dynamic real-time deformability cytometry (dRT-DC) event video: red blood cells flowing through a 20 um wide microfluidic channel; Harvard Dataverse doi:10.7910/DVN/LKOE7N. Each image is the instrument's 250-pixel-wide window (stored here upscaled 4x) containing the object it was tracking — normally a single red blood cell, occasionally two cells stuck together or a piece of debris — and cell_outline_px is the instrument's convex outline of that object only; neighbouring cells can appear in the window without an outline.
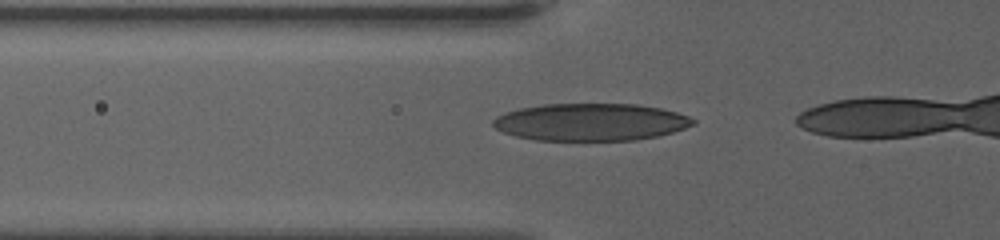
{"species": "human", "species_latin": "Homo sapiens", "temperature_condition": "warm", "stored_images_in_passage": 20, "camera_frame_rate_fps": 3000, "um_per_image_px": 0.085, "donor": {"sex": "female"}, "frame": {"image": 1, "passage_image": 14, "time_ms": 4.333, "image_size_px": [1000, 240], "cell_outline_px": [[696, 124], [672, 132], [656, 136], [636, 140], [536, 140], [516, 136], [504, 132], [496, 128], [492, 124], [492, 120], [496, 116], [504, 112], [520, 108], [544, 104], [636, 104], [660, 108], [676, 112], [688, 116], [696, 120]], "centroid_in_image_um": [50.2, 10.37], "position_along_channel_um": 75.6, "area_um2": 43.47}}
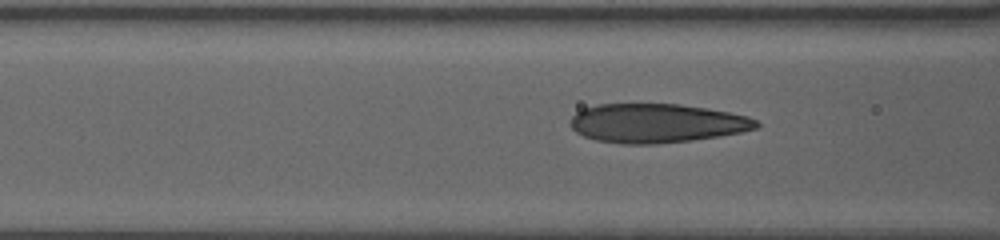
{"frame": {"image": 2, "passage_image": 17, "time_ms": 5.333, "image_size_px": [1000, 240], "cell_outline_px": [[760, 124], [756, 128], [740, 132], [692, 140], [656, 144], [620, 144], [596, 140], [584, 136], [576, 132], [568, 124], [572, 116], [576, 112], [584, 108], [596, 104], [680, 104], [708, 108], [748, 116], [756, 120]], "centroid_in_image_um": [55.77, 10.47], "position_along_channel_um": 110.8, "area_um2": 42.37}}